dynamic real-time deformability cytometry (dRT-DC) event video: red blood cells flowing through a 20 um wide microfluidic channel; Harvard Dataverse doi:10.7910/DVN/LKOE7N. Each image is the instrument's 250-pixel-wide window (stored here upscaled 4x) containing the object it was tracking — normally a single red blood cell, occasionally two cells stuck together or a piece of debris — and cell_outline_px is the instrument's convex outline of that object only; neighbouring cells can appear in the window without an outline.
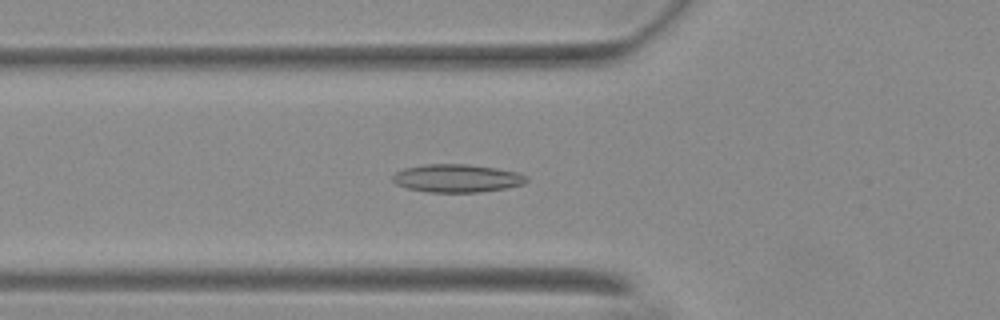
{"species": "Egyptian fruit bat (a non-hibernating species)", "species_latin": "Rousettus aegyptiacus", "temperature_condition": "warm", "stored_images_in_passage": 55, "camera_frame_rate_fps": 3000, "um_per_image_px": 0.085, "animal": {"sex": "female"}, "frame": {"image": 1, "passage_image": 20, "time_ms": 6.333, "image_size_px": [1000, 320], "cell_outline_px": [[528, 180], [524, 184], [508, 188], [480, 192], [428, 192], [408, 188], [396, 184], [392, 180], [392, 176], [396, 172], [404, 168], [424, 164], [468, 164], [496, 168], [516, 172], [528, 176]], "centroid_in_image_um": [38.86, 15.15], "position_along_channel_um": 86.9, "area_um2": 21.96}}
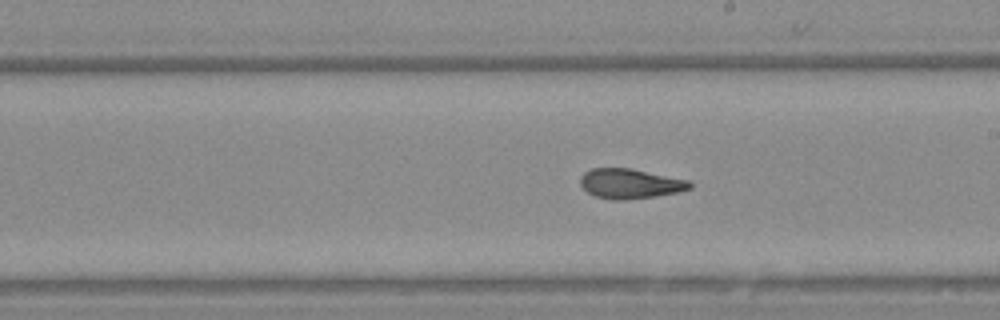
{"frame": {"image": 2, "passage_image": 32, "time_ms": 10.333, "image_size_px": [1000, 320], "cell_outline_px": [[692, 188], [680, 192], [624, 200], [612, 200], [596, 196], [588, 192], [580, 184], [580, 176], [584, 172], [592, 168], [632, 168], [688, 180], [692, 184]], "centroid_in_image_um": [53.56, 15.6], "position_along_channel_um": 235.4, "area_um2": 19.02}}
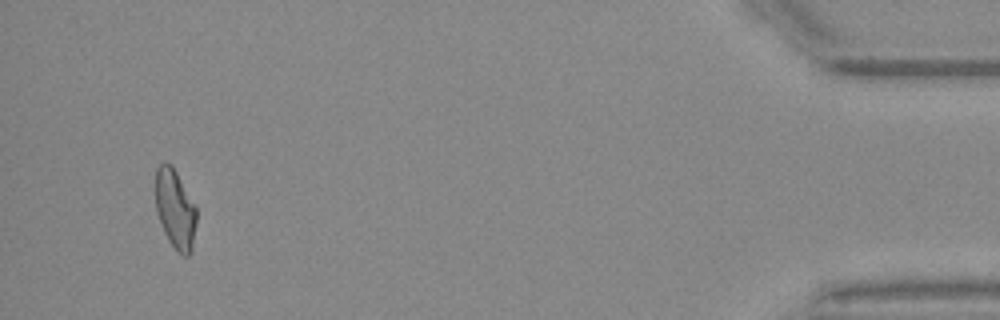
{"frame": {"image": 3, "passage_image": 53, "time_ms": 17.333, "image_size_px": [1000, 320], "cell_outline_px": [[196, 224], [192, 252], [188, 256], [184, 256], [176, 252], [168, 240], [164, 232], [156, 208], [156, 168], [164, 160], [172, 164], [196, 208]], "centroid_in_image_um": [14.9, 17.79], "position_along_channel_um": 420.3, "area_um2": 18.96}, "authors_computed_cell_mechanics": {"area_um2": 19.652, "velocity_mm_per_s": 3.7118, "shape_relaxation_time_tau1_ms": null, "shape_relaxation_time_tau2_ms": 2.1286, "deformation_change_tau1": null, "deformation_change_tau2": 0.0845}}